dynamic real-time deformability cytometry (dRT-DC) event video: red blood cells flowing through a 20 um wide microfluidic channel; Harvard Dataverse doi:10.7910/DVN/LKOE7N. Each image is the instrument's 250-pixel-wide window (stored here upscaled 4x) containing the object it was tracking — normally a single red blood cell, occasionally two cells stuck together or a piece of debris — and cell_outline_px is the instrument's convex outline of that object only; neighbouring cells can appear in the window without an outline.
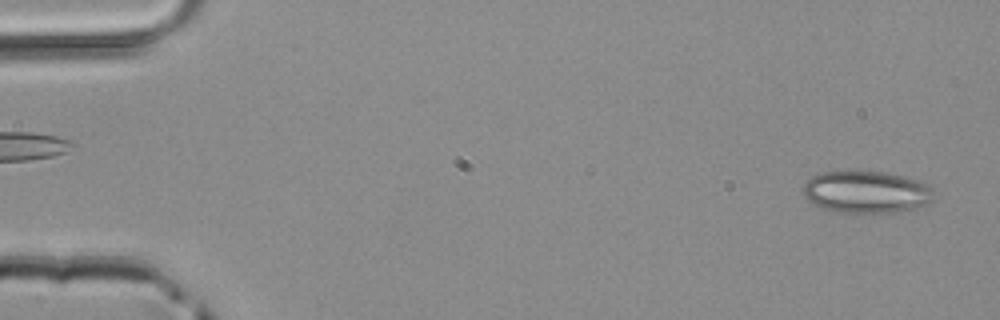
{"species": "common noctule bat (a hibernating species)", "species_latin": "Nyctalus noctula", "temperature_condition": "room temperature", "stored_images_in_passage": 47, "camera_frame_rate_fps": 3000, "um_per_image_px": 0.085, "animal": {"sex": "male", "body_mass_g": 20.4}, "frame": {"image": 1, "passage_image": 2, "time_ms": 0.333, "image_size_px": [1000, 320], "cell_outline_px": [[932, 200], [916, 208], [900, 212], [840, 212], [820, 208], [808, 200], [804, 196], [804, 184], [812, 176], [820, 172], [884, 172], [904, 176], [920, 180], [928, 184], [932, 188]], "centroid_in_image_um": [73.64, 16.32], "position_along_channel_um": 11.4, "area_um2": 31.91}}
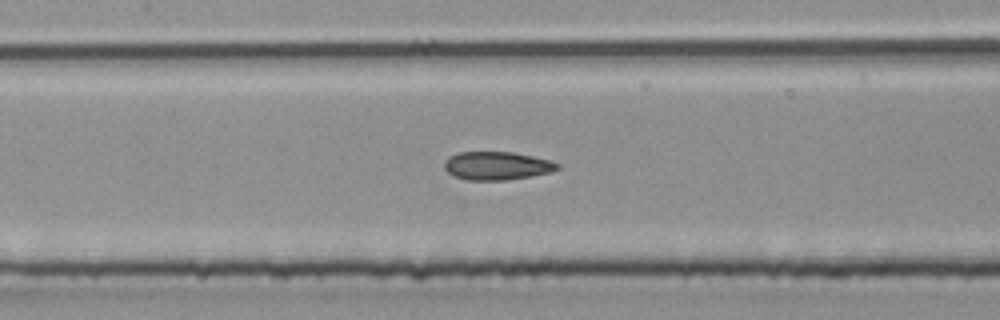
{"frame": {"image": 2, "passage_image": 22, "time_ms": 7.0, "image_size_px": [1000, 320], "cell_outline_px": [[560, 168], [552, 172], [532, 176], [504, 180], [468, 180], [452, 176], [444, 168], [444, 160], [448, 156], [456, 152], [512, 152], [532, 156], [548, 160], [560, 164]], "centroid_in_image_um": [42.2, 14.09], "position_along_channel_um": 165.2, "area_um2": 18.79}}
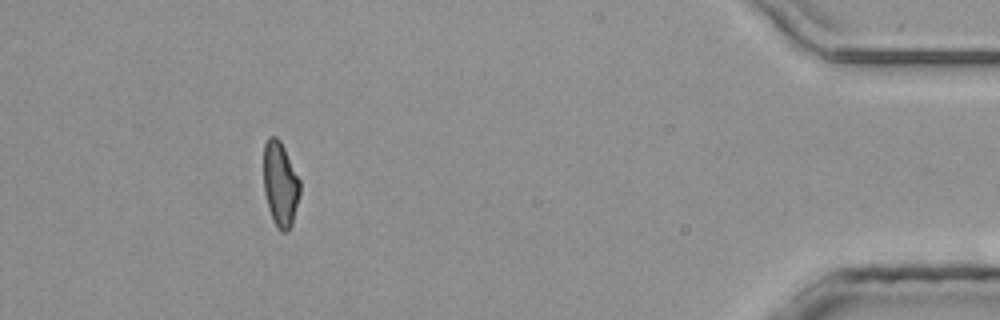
{"frame": {"image": 3, "passage_image": 43, "time_ms": 14.0, "image_size_px": [1000, 320], "cell_outline_px": [[300, 192], [292, 224], [288, 232], [280, 232], [276, 228], [272, 220], [268, 208], [264, 192], [264, 144], [268, 136], [276, 136], [280, 140], [300, 180]], "centroid_in_image_um": [23.81, 15.68], "position_along_channel_um": 411.4, "area_um2": 18.09}}